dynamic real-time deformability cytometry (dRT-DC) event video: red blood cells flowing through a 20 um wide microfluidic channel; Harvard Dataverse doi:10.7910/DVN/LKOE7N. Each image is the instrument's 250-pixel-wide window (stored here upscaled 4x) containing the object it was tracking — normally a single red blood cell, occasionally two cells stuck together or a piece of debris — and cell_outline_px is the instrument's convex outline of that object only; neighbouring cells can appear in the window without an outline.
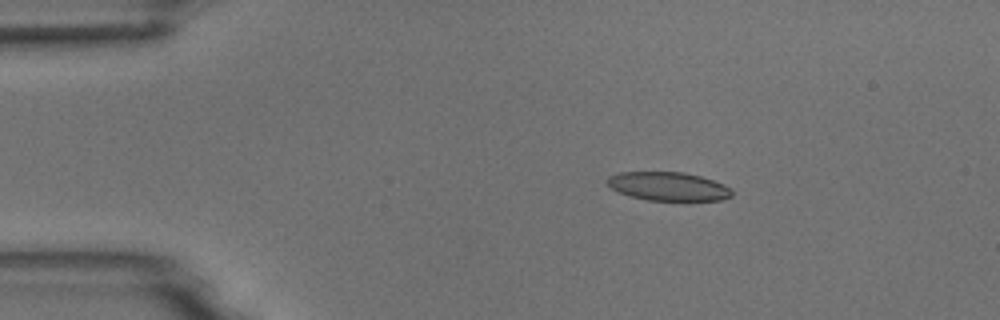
{"species": "common noctule bat (a hibernating species)", "species_latin": "Nyctalus noctula", "temperature_condition": "room temperature", "stored_images_in_passage": 6, "camera_frame_rate_fps": 3000, "um_per_image_px": 0.085, "animal": {"sex": "male", "body_mass_g": 18.8}, "frame": {"image": 1, "passage_image": 3, "time_ms": 2.333, "image_size_px": [1000, 320], "cell_outline_px": [[732, 196], [720, 200], [648, 200], [632, 196], [620, 192], [612, 188], [604, 180], [608, 176], [620, 172], [684, 172], [700, 176], [724, 184], [732, 188]], "centroid_in_image_um": [56.81, 15.83], "position_along_channel_um": 28.2, "area_um2": 20.69}}
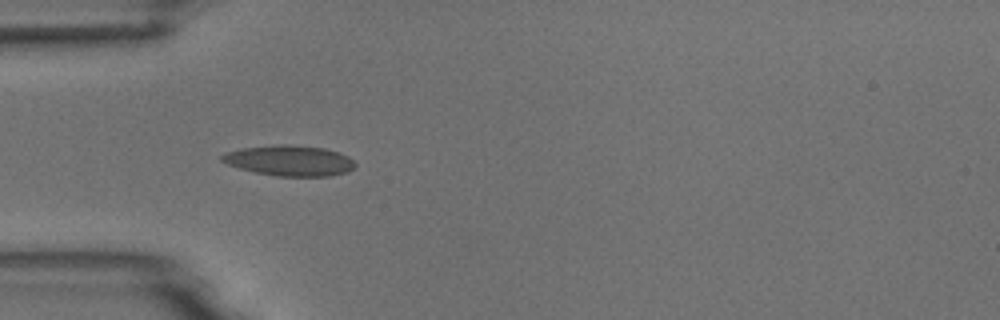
{"frame": {"image": 2, "passage_image": 5, "time_ms": 4.667, "image_size_px": [1000, 320], "cell_outline_px": [[356, 168], [348, 172], [328, 176], [276, 176], [256, 172], [240, 168], [228, 164], [220, 160], [220, 156], [224, 152], [240, 148], [280, 144], [292, 144], [324, 148], [340, 152], [348, 156], [356, 164]], "centroid_in_image_um": [24.62, 13.64], "position_along_channel_um": 60.4, "area_um2": 23.93}}